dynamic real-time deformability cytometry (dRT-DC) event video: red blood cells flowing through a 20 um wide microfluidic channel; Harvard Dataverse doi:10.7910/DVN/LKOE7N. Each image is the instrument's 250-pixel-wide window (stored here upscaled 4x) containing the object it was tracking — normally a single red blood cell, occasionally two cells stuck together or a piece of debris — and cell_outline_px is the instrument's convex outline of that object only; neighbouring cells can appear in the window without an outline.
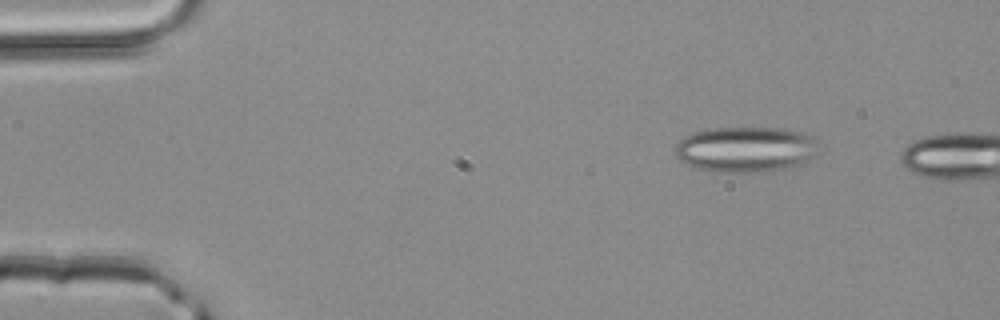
{"species": "common noctule bat (a hibernating species)", "species_latin": "Nyctalus noctula", "temperature_condition": "room temperature", "stored_images_in_passage": 2, "camera_frame_rate_fps": 3000, "um_per_image_px": 0.085, "animal": {"sex": "male", "body_mass_g": 20.4}, "frame": {"image": 1, "passage_image": 1, "time_ms": 0.0, "image_size_px": [1000, 320], "cell_outline_px": [[820, 152], [792, 168], [772, 172], [724, 172], [696, 168], [680, 160], [672, 152], [676, 144], [684, 136], [692, 132], [708, 128], [784, 128], [804, 132], [812, 136], [816, 140]], "centroid_in_image_um": [63.4, 12.69], "position_along_channel_um": 21.6, "area_um2": 38.78}}